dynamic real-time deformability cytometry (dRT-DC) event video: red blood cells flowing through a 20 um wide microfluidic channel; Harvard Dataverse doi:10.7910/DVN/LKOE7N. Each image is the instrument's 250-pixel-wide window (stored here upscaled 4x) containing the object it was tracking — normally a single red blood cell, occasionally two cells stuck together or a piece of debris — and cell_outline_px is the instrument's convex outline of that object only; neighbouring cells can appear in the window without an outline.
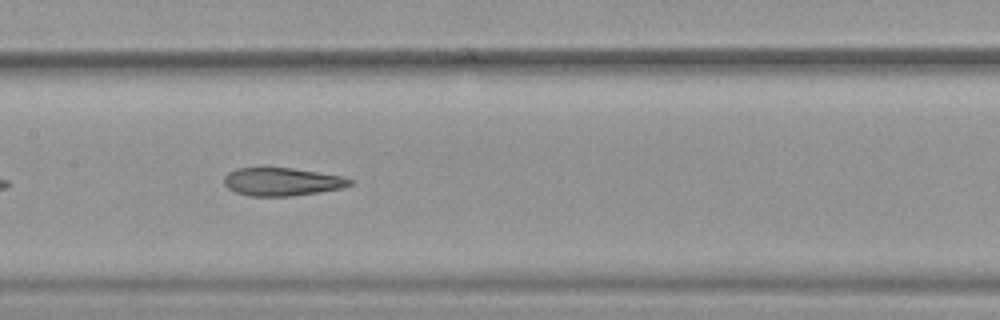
{"species": "common noctule bat (a hibernating species)", "species_latin": "Nyctalus noctula", "temperature_condition": "warm", "stored_images_in_passage": 37, "camera_frame_rate_fps": 3000, "um_per_image_px": 0.085, "animal": {"sex": "female", "body_mass_g": 19.9}, "frame": {"image": 1, "passage_image": 11, "time_ms": 3.333, "image_size_px": [1000, 320], "cell_outline_px": [[352, 184], [340, 188], [320, 192], [292, 196], [248, 196], [236, 192], [228, 188], [224, 184], [224, 176], [228, 172], [236, 168], [292, 168], [344, 176], [352, 180]], "centroid_in_image_um": [23.96, 15.45], "position_along_channel_um": 183.4, "area_um2": 20.58}, "authors_computed_cell_mechanics": {"area_um2": 22.1374, "velocity_mm_per_s": 3.9112, "shape_relaxation_time_tau1_ms": null, "shape_relaxation_time_tau2_ms": 2.9705, "deformation_change_tau1": null, "deformation_change_tau2": 0.1145}}